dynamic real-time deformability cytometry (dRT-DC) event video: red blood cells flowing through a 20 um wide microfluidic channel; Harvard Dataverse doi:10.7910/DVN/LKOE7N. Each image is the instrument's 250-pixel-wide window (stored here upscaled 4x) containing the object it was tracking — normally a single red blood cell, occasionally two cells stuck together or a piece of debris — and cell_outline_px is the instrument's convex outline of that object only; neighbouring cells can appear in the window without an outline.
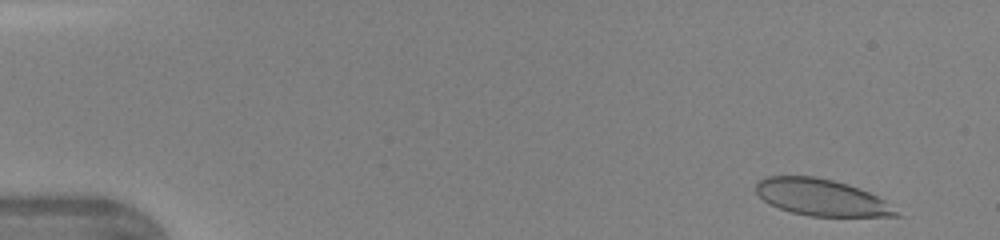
{"species": "human", "species_latin": "Homo sapiens", "temperature_condition": "warm", "stored_images_in_passage": 43, "camera_frame_rate_fps": 3000, "um_per_image_px": 0.085, "donor": {"sex": "female"}, "frame": {"image": 1, "passage_image": 2, "time_ms": 0.333, "image_size_px": [1000, 240], "cell_outline_px": [[904, 216], [808, 216], [792, 212], [780, 208], [764, 200], [756, 192], [756, 184], [764, 176], [816, 176], [848, 184], [868, 192], [884, 200]], "centroid_in_image_um": [69.82, 16.77], "position_along_channel_um": 15.2, "area_um2": 29.65}}
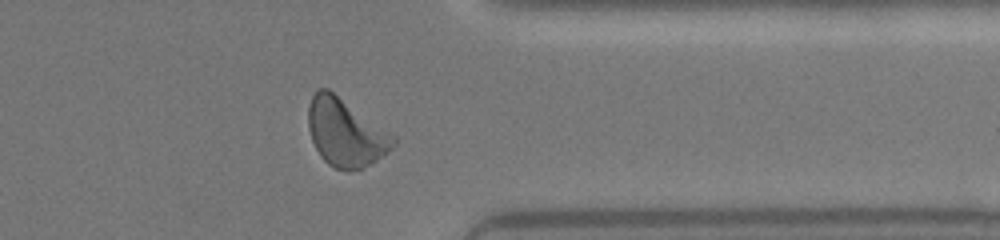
{"frame": {"image": 2, "passage_image": 35, "time_ms": 11.333, "image_size_px": [1000, 240], "cell_outline_px": [[396, 144], [388, 152], [364, 168], [348, 172], [336, 168], [328, 164], [320, 156], [312, 140], [308, 128], [308, 108], [312, 96], [316, 88], [328, 88], [396, 136]], "centroid_in_image_um": [29.37, 11.28], "position_along_channel_um": 382.0, "area_um2": 33.7}}
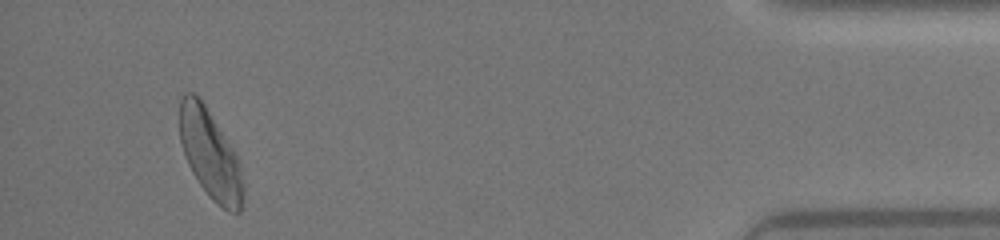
{"frame": {"image": 3, "passage_image": 41, "time_ms": 13.333, "image_size_px": [1000, 240], "cell_outline_px": [[244, 196], [240, 212], [228, 212], [216, 204], [208, 196], [192, 172], [188, 164], [180, 140], [180, 100], [184, 92], [192, 92], [204, 104], [232, 148], [240, 164], [244, 184]], "centroid_in_image_um": [17.88, 13.17], "position_along_channel_um": 417.3, "area_um2": 32.66}}